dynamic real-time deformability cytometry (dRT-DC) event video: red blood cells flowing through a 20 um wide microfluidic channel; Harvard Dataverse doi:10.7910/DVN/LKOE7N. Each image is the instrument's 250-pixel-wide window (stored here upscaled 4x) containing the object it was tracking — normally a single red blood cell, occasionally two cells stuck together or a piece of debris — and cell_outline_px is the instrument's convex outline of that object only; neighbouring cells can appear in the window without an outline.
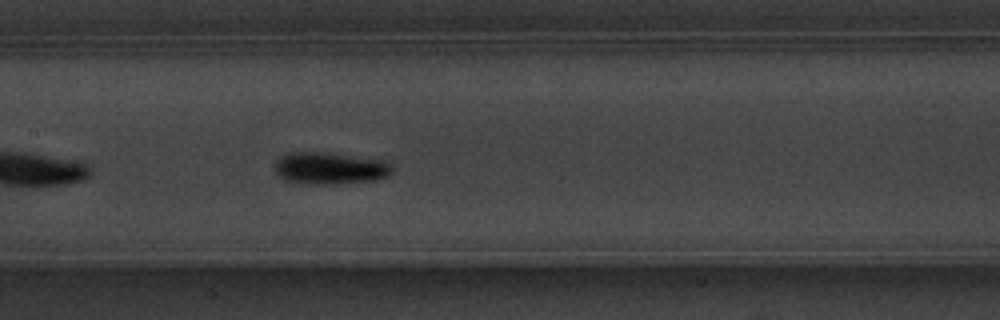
{"species": "common noctule bat (a hibernating species)", "species_latin": "Nyctalus noctula", "temperature_condition": "warm", "stored_images_in_passage": 15, "camera_frame_rate_fps": 3000, "um_per_image_px": 0.085, "animal": {"sex": "male", "body_mass_g": 20.1, "forearm_length_mm": 53.5}, "frame": {"image": 1, "passage_image": 11, "time_ms": 3.333, "image_size_px": [1000, 320], "cell_outline_px": [[392, 172], [388, 176], [376, 180], [332, 184], [308, 184], [288, 180], [276, 176], [276, 160], [280, 156], [288, 152], [324, 152], [384, 160], [392, 164]], "centroid_in_image_um": [28.05, 14.29], "position_along_channel_um": 179.4, "area_um2": 21.96}}